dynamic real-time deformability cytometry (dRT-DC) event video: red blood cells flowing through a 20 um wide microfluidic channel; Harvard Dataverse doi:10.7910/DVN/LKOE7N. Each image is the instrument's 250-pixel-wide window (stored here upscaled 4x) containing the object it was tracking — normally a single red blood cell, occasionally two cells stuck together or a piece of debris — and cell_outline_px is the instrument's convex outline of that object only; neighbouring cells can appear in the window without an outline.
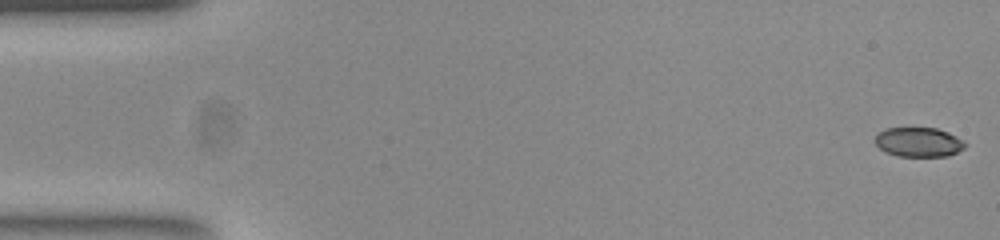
{"species": "common noctule bat (a hibernating species)", "species_latin": "Nyctalus noctula", "temperature_condition": "room temperature", "stored_images_in_passage": 53, "camera_frame_rate_fps": 3000, "um_per_image_px": 0.085, "animal": {"sex": "female", "body_mass_g": 23.0, "forearm_length_mm": 53.4}, "frame": {"image": 1, "passage_image": 1, "time_ms": 0.0, "image_size_px": [1000, 240], "cell_outline_px": [[968, 144], [964, 148], [948, 156], [896, 156], [880, 148], [876, 144], [876, 136], [880, 132], [888, 128], [936, 128], [948, 132], [956, 136]], "centroid_in_image_um": [78.12, 12.08], "position_along_channel_um": 6.9, "area_um2": 15.26}}
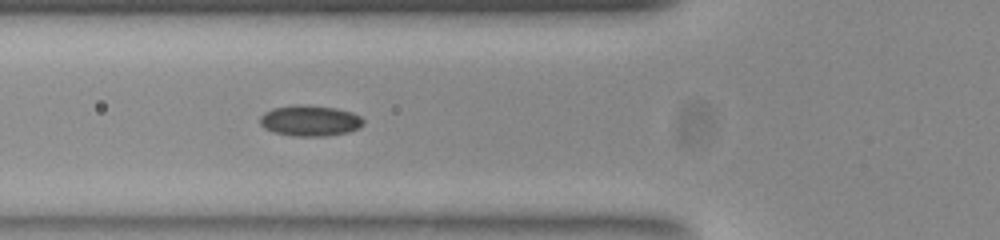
{"frame": {"image": 2, "passage_image": 19, "time_ms": 6.0, "image_size_px": [1000, 240], "cell_outline_px": [[364, 124], [360, 128], [348, 132], [324, 136], [292, 136], [272, 132], [264, 128], [260, 124], [260, 116], [264, 112], [272, 108], [296, 104], [336, 108], [352, 112], [360, 116], [364, 120]], "centroid_in_image_um": [26.34, 10.26], "position_along_channel_um": 99.5, "area_um2": 18.73}}
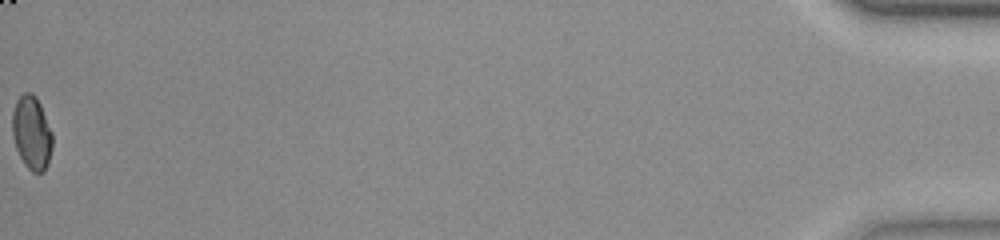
{"frame": {"image": 3, "passage_image": 53, "time_ms": 17.333, "image_size_px": [1000, 240], "cell_outline_px": [[52, 148], [44, 172], [32, 172], [24, 164], [16, 148], [12, 136], [12, 112], [16, 100], [24, 92], [32, 92], [36, 96], [40, 104], [52, 132]], "centroid_in_image_um": [2.68, 11.26], "position_along_channel_um": 432.5, "area_um2": 17.22}, "authors_computed_cell_mechanics": {"area_um2": 17.2822, "velocity_mm_per_s": 3.8806, "shape_relaxation_time_tau1_ms": null, "shape_relaxation_time_tau2_ms": 1.6632, "deformation_change_tau1": null, "deformation_change_tau2": 0.0401}}